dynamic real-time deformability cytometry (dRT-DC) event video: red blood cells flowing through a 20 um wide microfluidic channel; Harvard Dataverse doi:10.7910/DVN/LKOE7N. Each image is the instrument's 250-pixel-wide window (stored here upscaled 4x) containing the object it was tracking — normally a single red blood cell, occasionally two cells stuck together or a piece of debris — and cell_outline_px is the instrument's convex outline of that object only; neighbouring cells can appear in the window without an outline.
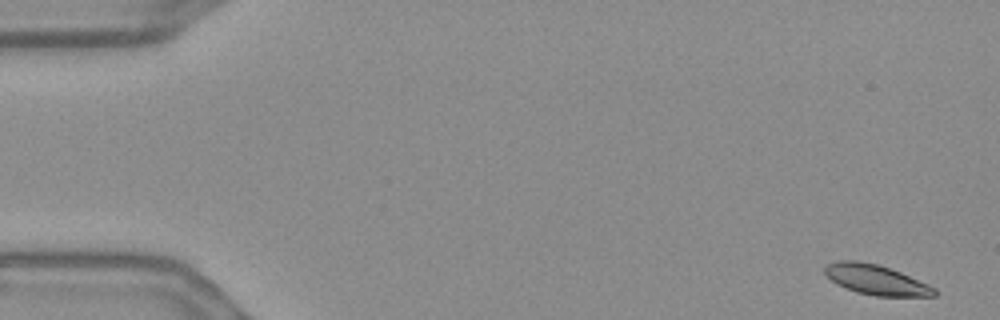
{"species": "Egyptian fruit bat (a non-hibernating species)", "species_latin": "Rousettus aegyptiacus", "temperature_condition": "warm", "stored_images_in_passage": 56, "camera_frame_rate_fps": 3000, "um_per_image_px": 0.085, "frame": {"image": 1, "passage_image": 2, "time_ms": 0.333, "image_size_px": [1000, 320], "cell_outline_px": [[940, 292], [936, 296], [876, 296], [856, 292], [836, 284], [824, 272], [824, 268], [828, 264], [840, 260], [856, 260], [876, 264], [900, 272], [928, 284], [936, 288]], "centroid_in_image_um": [74.49, 23.79], "position_along_channel_um": 10.5, "area_um2": 19.07}}
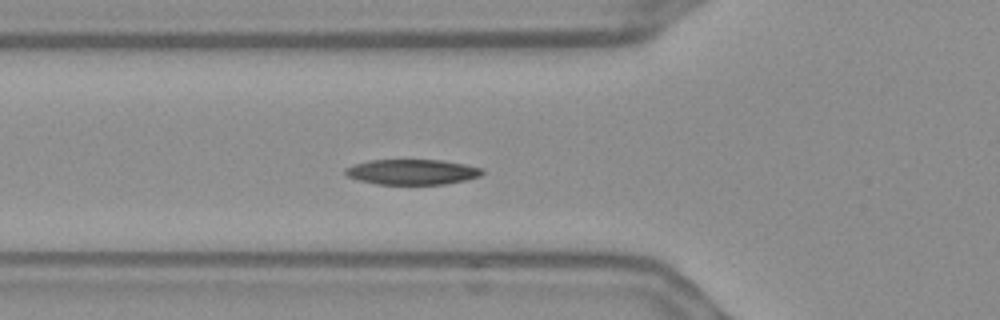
{"frame": {"image": 2, "passage_image": 20, "time_ms": 6.333, "image_size_px": [1000, 320], "cell_outline_px": [[484, 172], [480, 176], [464, 180], [444, 184], [376, 184], [356, 180], [348, 176], [344, 172], [344, 168], [368, 160], [444, 160], [484, 168]], "centroid_in_image_um": [35.02, 14.61], "position_along_channel_um": 90.8, "area_um2": 20.23}}
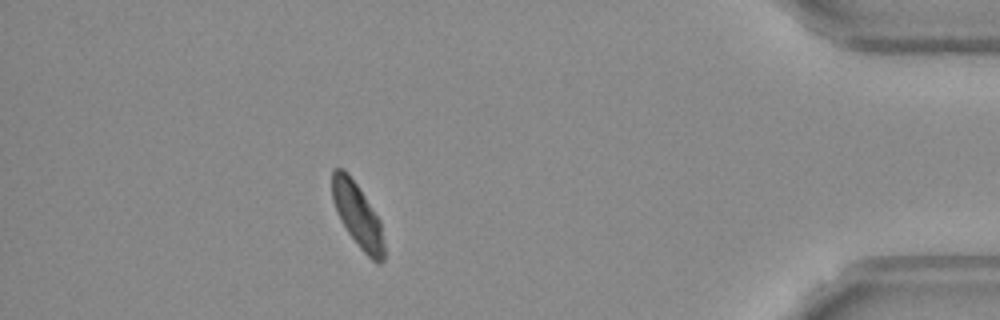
{"frame": {"image": 3, "passage_image": 50, "time_ms": 16.333, "image_size_px": [1000, 320], "cell_outline_px": [[384, 260], [380, 264], [376, 264], [360, 248], [348, 232], [340, 220], [332, 200], [332, 172], [336, 168], [344, 168], [348, 172], [380, 220], [384, 244]], "centroid_in_image_um": [30.39, 18.31], "position_along_channel_um": 404.8, "area_um2": 19.25}, "authors_computed_cell_mechanics": {"area_um2": 19.9121, "velocity_mm_per_s": 3.6186, "shape_relaxation_time_tau1_ms": 2.2901, "shape_relaxation_time_tau2_ms": 5.008, "deformation_change_tau1": 0.1131, "deformation_change_tau2": 0.107}}